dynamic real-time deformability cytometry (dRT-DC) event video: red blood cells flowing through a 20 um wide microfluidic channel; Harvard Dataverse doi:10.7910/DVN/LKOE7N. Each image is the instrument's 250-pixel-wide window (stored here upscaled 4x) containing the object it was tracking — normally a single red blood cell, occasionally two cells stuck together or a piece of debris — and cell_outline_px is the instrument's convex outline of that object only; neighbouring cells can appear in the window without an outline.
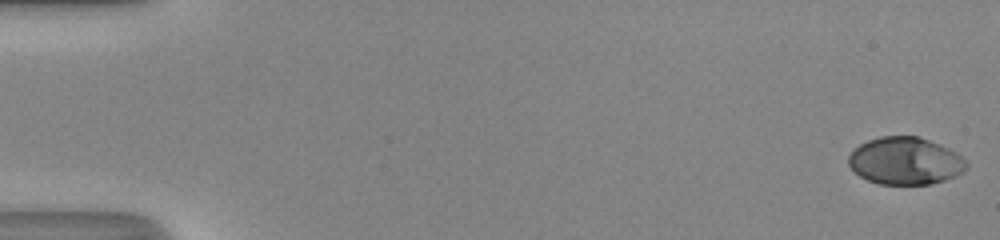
{"species": "human", "species_latin": "Homo sapiens", "temperature_condition": "room temperature", "stored_images_in_passage": 51, "camera_frame_rate_fps": 3000, "um_per_image_px": 0.085, "donor": {"sex": "male"}, "frame": {"image": 1, "passage_image": 1, "time_ms": 0.0, "image_size_px": [1000, 240], "cell_outline_px": [[968, 168], [964, 172], [956, 176], [932, 184], [880, 184], [868, 180], [860, 176], [848, 164], [848, 156], [852, 148], [868, 140], [880, 136], [916, 136], [928, 140], [948, 148], [956, 152], [968, 164]], "centroid_in_image_um": [76.94, 13.68], "position_along_channel_um": 8.1, "area_um2": 32.6}}
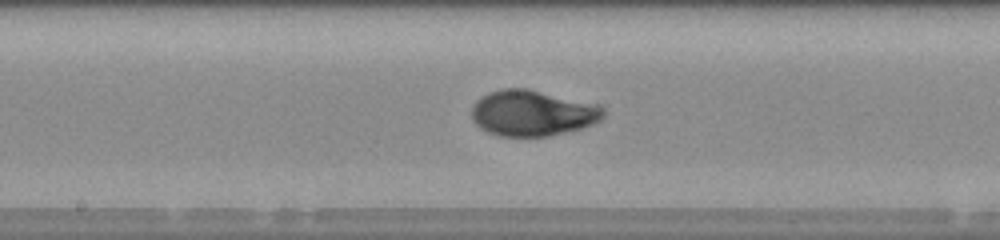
{"frame": {"image": 2, "passage_image": 28, "time_ms": 9.0, "image_size_px": [1000, 240], "cell_outline_px": [[604, 112], [600, 120], [584, 128], [548, 136], [500, 136], [488, 132], [480, 128], [472, 120], [472, 108], [476, 100], [480, 96], [488, 92], [504, 88], [528, 88], [600, 108]], "centroid_in_image_um": [45.14, 9.63], "position_along_channel_um": 203.1, "area_um2": 34.39}}
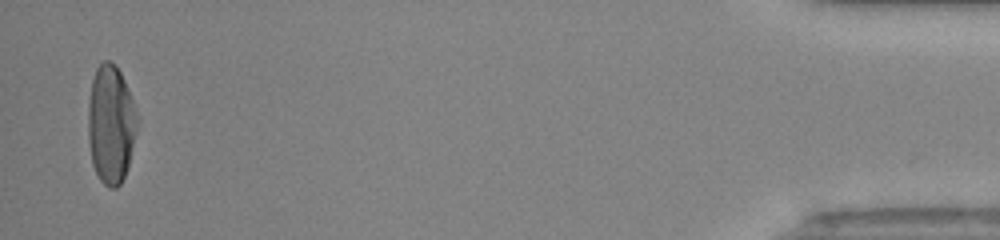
{"frame": {"image": 3, "passage_image": 50, "time_ms": 16.333, "image_size_px": [1000, 240], "cell_outline_px": [[140, 120], [128, 164], [124, 176], [120, 184], [116, 188], [108, 188], [100, 180], [92, 164], [88, 140], [88, 104], [92, 80], [96, 68], [104, 60], [108, 60], [116, 64], [124, 80]], "centroid_in_image_um": [9.42, 10.56], "position_along_channel_um": 425.8, "area_um2": 34.1}, "authors_computed_cell_mechanics": {"area_um2": 33.1194, "velocity_mm_per_s": 4.2107, "shape_relaxation_time_tau1_ms": 3.8476, "shape_relaxation_time_tau2_ms": 0.8575, "deformation_change_tau1": 0.2052, "deformation_change_tau2": 0.0277}}